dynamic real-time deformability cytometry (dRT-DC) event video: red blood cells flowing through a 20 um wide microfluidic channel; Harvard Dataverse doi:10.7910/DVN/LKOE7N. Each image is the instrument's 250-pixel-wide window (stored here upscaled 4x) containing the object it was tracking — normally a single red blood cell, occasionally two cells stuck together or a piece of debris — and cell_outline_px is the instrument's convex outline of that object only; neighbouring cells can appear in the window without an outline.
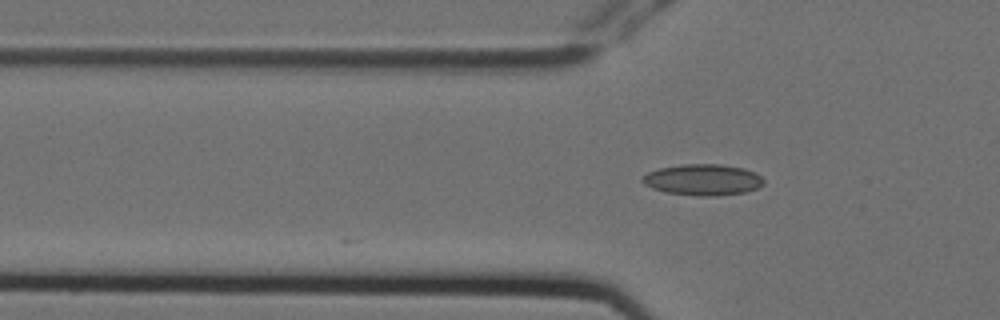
{"species": "Egyptian fruit bat (a non-hibernating species)", "species_latin": "Rousettus aegyptiacus", "temperature_condition": "cold", "stored_images_in_passage": 3, "camera_frame_rate_fps": 3000, "um_per_image_px": 0.085, "animal": {"sex": "female"}, "frame": {"image": 1, "passage_image": 3, "time_ms": 0.667, "image_size_px": [1000, 320], "cell_outline_px": [[764, 184], [756, 188], [744, 192], [716, 196], [696, 196], [664, 192], [652, 188], [644, 184], [640, 180], [648, 172], [660, 168], [680, 164], [720, 164], [744, 168], [756, 172], [764, 180]], "centroid_in_image_um": [59.74, 15.28], "position_along_channel_um": 66.1, "area_um2": 22.14}}